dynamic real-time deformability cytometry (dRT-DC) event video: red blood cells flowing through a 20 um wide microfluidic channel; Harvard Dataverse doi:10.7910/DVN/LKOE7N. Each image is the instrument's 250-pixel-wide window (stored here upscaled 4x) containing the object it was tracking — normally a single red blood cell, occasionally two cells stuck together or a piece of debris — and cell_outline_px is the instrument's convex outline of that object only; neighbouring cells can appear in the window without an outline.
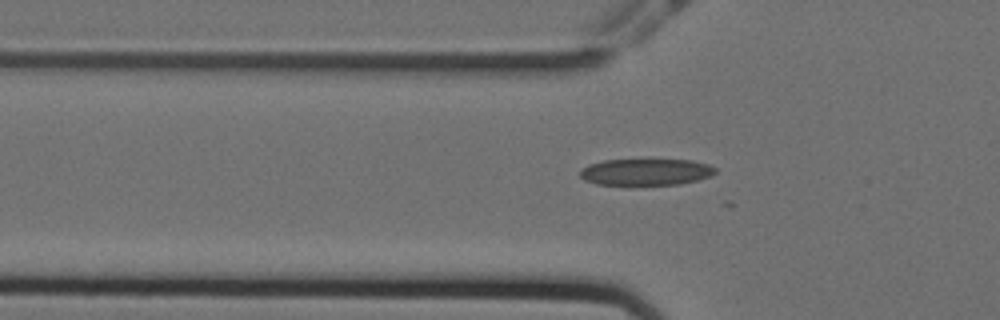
{"species": "Egyptian fruit bat (a non-hibernating species)", "species_latin": "Rousettus aegyptiacus", "temperature_condition": "cold", "stored_images_in_passage": 20, "camera_frame_rate_fps": 3000, "um_per_image_px": 0.085, "animal": {"sex": "female"}, "frame": {"image": 1, "passage_image": 3, "time_ms": 0.667, "image_size_px": [1000, 320], "cell_outline_px": [[716, 172], [708, 176], [696, 180], [676, 184], [596, 184], [584, 180], [580, 176], [580, 168], [588, 164], [604, 160], [692, 160], [708, 164], [716, 168]], "centroid_in_image_um": [54.85, 14.6], "position_along_channel_um": 70.9, "area_um2": 20.69}}
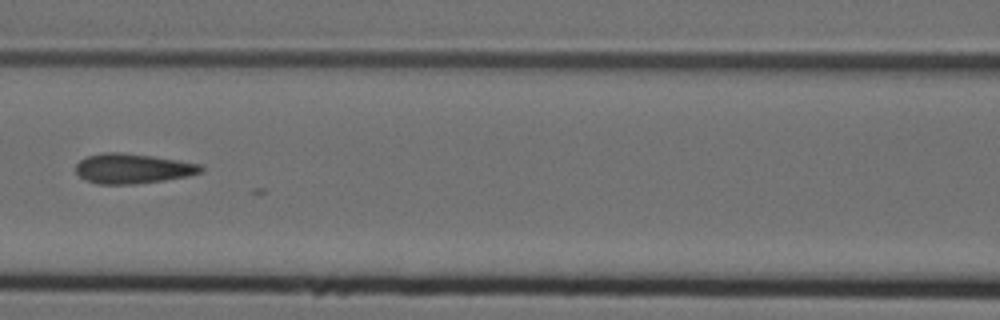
{"frame": {"image": 2, "passage_image": 10, "time_ms": 3.0, "image_size_px": [1000, 320], "cell_outline_px": [[204, 172], [188, 176], [164, 180], [132, 184], [96, 184], [84, 180], [76, 172], [76, 164], [80, 160], [88, 156], [104, 152], [120, 152], [152, 156], [204, 164]], "centroid_in_image_um": [11.31, 14.33], "position_along_channel_um": 155.3, "area_um2": 21.96}}
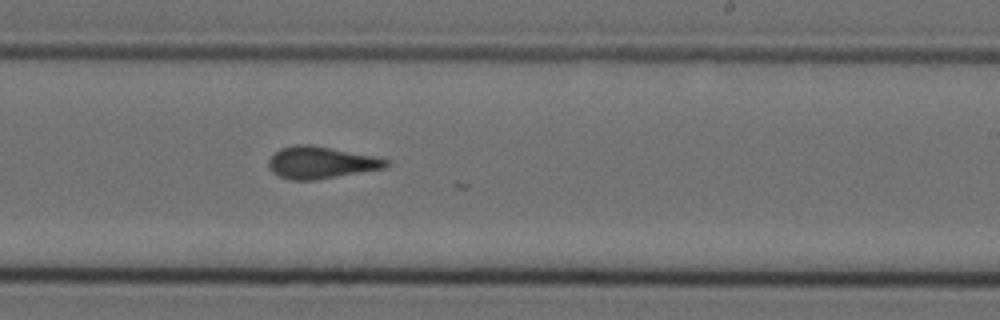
{"frame": {"image": 3, "passage_image": 19, "time_ms": 6.0, "image_size_px": [1000, 320], "cell_outline_px": [[388, 164], [384, 168], [316, 180], [288, 180], [272, 172], [268, 168], [268, 160], [280, 148], [296, 144], [312, 144], [376, 156], [388, 160]], "centroid_in_image_um": [27.25, 13.81], "position_along_channel_um": 261.8, "area_um2": 22.02}}